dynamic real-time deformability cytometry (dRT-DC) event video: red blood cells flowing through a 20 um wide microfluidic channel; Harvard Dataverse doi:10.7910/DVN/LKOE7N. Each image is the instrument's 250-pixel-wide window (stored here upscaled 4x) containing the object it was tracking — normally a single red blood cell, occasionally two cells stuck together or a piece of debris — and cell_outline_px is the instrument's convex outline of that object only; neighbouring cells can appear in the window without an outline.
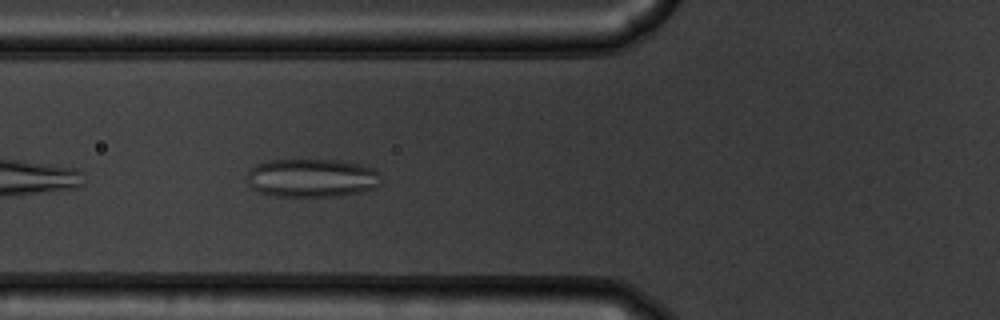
{"species": "common noctule bat (a hibernating species)", "species_latin": "Nyctalus noctula", "temperature_condition": "warm", "stored_images_in_passage": 9, "camera_frame_rate_fps": 3000, "um_per_image_px": 0.085, "animal": {"sex": "male", "body_mass_g": 19.5, "forearm_length_mm": 54.6}, "frame": {"image": 1, "passage_image": 4, "time_ms": 1.0, "image_size_px": [1000, 320], "cell_outline_px": [[380, 184], [376, 188], [360, 192], [336, 196], [276, 196], [260, 192], [252, 188], [248, 184], [248, 172], [256, 164], [268, 160], [340, 160], [360, 164], [372, 168], [376, 172]], "centroid_in_image_um": [26.49, 15.12], "position_along_channel_um": 99.3, "area_um2": 29.88}}